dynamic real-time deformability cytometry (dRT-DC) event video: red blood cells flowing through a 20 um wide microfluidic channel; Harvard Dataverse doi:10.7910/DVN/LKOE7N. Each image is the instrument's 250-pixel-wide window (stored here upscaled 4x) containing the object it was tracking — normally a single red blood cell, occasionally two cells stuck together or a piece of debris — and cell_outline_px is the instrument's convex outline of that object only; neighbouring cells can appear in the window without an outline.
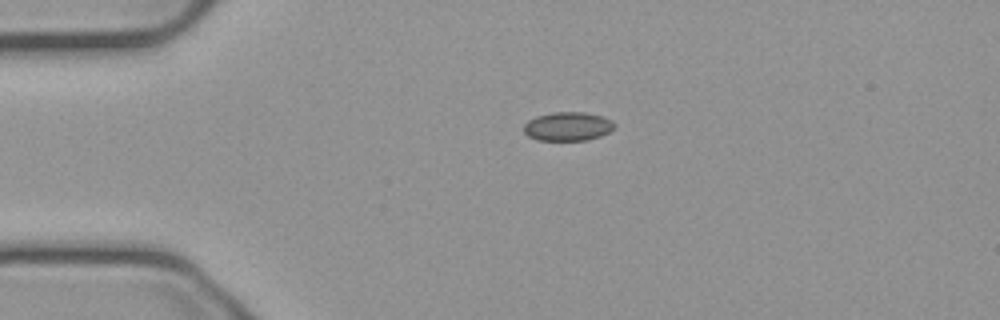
{"species": "common noctule bat (a hibernating species)", "species_latin": "Nyctalus noctula", "temperature_condition": "cold", "stored_images_in_passage": 44, "camera_frame_rate_fps": 3000, "um_per_image_px": 0.085, "animal": {"sex": "male", "body_mass_g": 23.1, "forearm_length_mm": 52.7}, "frame": {"image": 1, "passage_image": 1, "time_ms": 0.0, "image_size_px": [1000, 320], "cell_outline_px": [[616, 128], [600, 136], [588, 140], [536, 140], [528, 136], [524, 132], [524, 124], [528, 120], [536, 116], [552, 112], [584, 112], [604, 116], [612, 120], [616, 124]], "centroid_in_image_um": [48.29, 10.74], "position_along_channel_um": 36.7, "area_um2": 15.43}}
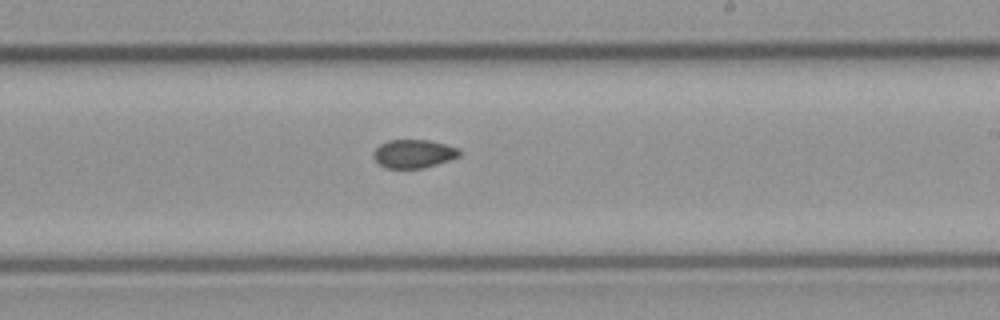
{"frame": {"image": 2, "passage_image": 21, "time_ms": 6.667, "image_size_px": [1000, 320], "cell_outline_px": [[460, 156], [424, 168], [384, 168], [372, 156], [372, 152], [380, 144], [388, 140], [428, 140], [460, 148]], "centroid_in_image_um": [35.14, 13.06], "position_along_channel_um": 253.9, "area_um2": 14.22}}
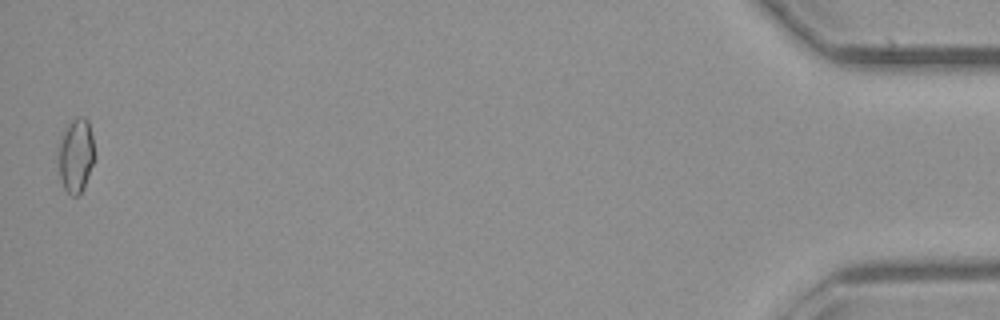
{"frame": {"image": 3, "passage_image": 43, "time_ms": 14.0, "image_size_px": [1000, 320], "cell_outline_px": [[92, 164], [84, 188], [76, 196], [72, 196], [64, 188], [56, 172], [56, 148], [64, 128], [76, 116], [84, 116], [88, 120], [92, 136]], "centroid_in_image_um": [6.35, 13.2], "position_along_channel_um": 428.8, "area_um2": 16.07}, "authors_computed_cell_mechanics": {"area_um2": 14.7679, "velocity_mm_per_s": 3.7508, "shape_relaxation_time_tau1_ms": null, "shape_relaxation_time_tau2_ms": 2.4373, "deformation_change_tau1": null, "deformation_change_tau2": 0.0422}}